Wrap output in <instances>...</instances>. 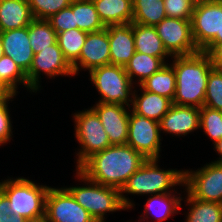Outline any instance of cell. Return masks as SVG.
I'll return each mask as SVG.
<instances>
[{"label":"cell","instance_id":"obj_9","mask_svg":"<svg viewBox=\"0 0 222 222\" xmlns=\"http://www.w3.org/2000/svg\"><path fill=\"white\" fill-rule=\"evenodd\" d=\"M184 185L192 198L222 203V163L214 161L200 170L185 171Z\"/></svg>","mask_w":222,"mask_h":222},{"label":"cell","instance_id":"obj_11","mask_svg":"<svg viewBox=\"0 0 222 222\" xmlns=\"http://www.w3.org/2000/svg\"><path fill=\"white\" fill-rule=\"evenodd\" d=\"M159 122L133 111L129 116L127 144L146 159H159L161 135Z\"/></svg>","mask_w":222,"mask_h":222},{"label":"cell","instance_id":"obj_26","mask_svg":"<svg viewBox=\"0 0 222 222\" xmlns=\"http://www.w3.org/2000/svg\"><path fill=\"white\" fill-rule=\"evenodd\" d=\"M75 25L78 29L91 33L105 29L92 0H73Z\"/></svg>","mask_w":222,"mask_h":222},{"label":"cell","instance_id":"obj_10","mask_svg":"<svg viewBox=\"0 0 222 222\" xmlns=\"http://www.w3.org/2000/svg\"><path fill=\"white\" fill-rule=\"evenodd\" d=\"M45 222H96L66 188H51L46 195Z\"/></svg>","mask_w":222,"mask_h":222},{"label":"cell","instance_id":"obj_6","mask_svg":"<svg viewBox=\"0 0 222 222\" xmlns=\"http://www.w3.org/2000/svg\"><path fill=\"white\" fill-rule=\"evenodd\" d=\"M191 28L200 51L208 53L217 43H222V0H205L195 4Z\"/></svg>","mask_w":222,"mask_h":222},{"label":"cell","instance_id":"obj_3","mask_svg":"<svg viewBox=\"0 0 222 222\" xmlns=\"http://www.w3.org/2000/svg\"><path fill=\"white\" fill-rule=\"evenodd\" d=\"M157 161L158 159H147L121 188L120 197L126 210L133 207V204L123 193L162 194L168 193L173 186L184 184L183 170H162Z\"/></svg>","mask_w":222,"mask_h":222},{"label":"cell","instance_id":"obj_25","mask_svg":"<svg viewBox=\"0 0 222 222\" xmlns=\"http://www.w3.org/2000/svg\"><path fill=\"white\" fill-rule=\"evenodd\" d=\"M132 4V23L155 26L167 17L163 0H132Z\"/></svg>","mask_w":222,"mask_h":222},{"label":"cell","instance_id":"obj_24","mask_svg":"<svg viewBox=\"0 0 222 222\" xmlns=\"http://www.w3.org/2000/svg\"><path fill=\"white\" fill-rule=\"evenodd\" d=\"M165 64L166 62L162 58L135 51L134 56L125 64L124 69L131 81L138 76V83L141 84Z\"/></svg>","mask_w":222,"mask_h":222},{"label":"cell","instance_id":"obj_20","mask_svg":"<svg viewBox=\"0 0 222 222\" xmlns=\"http://www.w3.org/2000/svg\"><path fill=\"white\" fill-rule=\"evenodd\" d=\"M100 20L109 25L132 23V0H92Z\"/></svg>","mask_w":222,"mask_h":222},{"label":"cell","instance_id":"obj_21","mask_svg":"<svg viewBox=\"0 0 222 222\" xmlns=\"http://www.w3.org/2000/svg\"><path fill=\"white\" fill-rule=\"evenodd\" d=\"M139 97L135 92L132 95V111L140 116L160 121L168 112L172 101L164 96L142 90ZM138 96V97H137Z\"/></svg>","mask_w":222,"mask_h":222},{"label":"cell","instance_id":"obj_30","mask_svg":"<svg viewBox=\"0 0 222 222\" xmlns=\"http://www.w3.org/2000/svg\"><path fill=\"white\" fill-rule=\"evenodd\" d=\"M186 202L191 205L186 222H222V204L201 201L187 193Z\"/></svg>","mask_w":222,"mask_h":222},{"label":"cell","instance_id":"obj_2","mask_svg":"<svg viewBox=\"0 0 222 222\" xmlns=\"http://www.w3.org/2000/svg\"><path fill=\"white\" fill-rule=\"evenodd\" d=\"M173 58L171 66L176 74V93L172 104L201 108L204 105L208 75L214 68L210 56L199 51Z\"/></svg>","mask_w":222,"mask_h":222},{"label":"cell","instance_id":"obj_33","mask_svg":"<svg viewBox=\"0 0 222 222\" xmlns=\"http://www.w3.org/2000/svg\"><path fill=\"white\" fill-rule=\"evenodd\" d=\"M204 129L215 144L222 139V111L211 109L206 106L200 108V128Z\"/></svg>","mask_w":222,"mask_h":222},{"label":"cell","instance_id":"obj_14","mask_svg":"<svg viewBox=\"0 0 222 222\" xmlns=\"http://www.w3.org/2000/svg\"><path fill=\"white\" fill-rule=\"evenodd\" d=\"M92 109L99 116L110 144H127L130 112L125 105L98 102Z\"/></svg>","mask_w":222,"mask_h":222},{"label":"cell","instance_id":"obj_36","mask_svg":"<svg viewBox=\"0 0 222 222\" xmlns=\"http://www.w3.org/2000/svg\"><path fill=\"white\" fill-rule=\"evenodd\" d=\"M47 20L56 33L78 28V25H75L73 1L69 7L60 10L58 13L52 15Z\"/></svg>","mask_w":222,"mask_h":222},{"label":"cell","instance_id":"obj_43","mask_svg":"<svg viewBox=\"0 0 222 222\" xmlns=\"http://www.w3.org/2000/svg\"><path fill=\"white\" fill-rule=\"evenodd\" d=\"M4 55V50L2 47L1 37H0V58Z\"/></svg>","mask_w":222,"mask_h":222},{"label":"cell","instance_id":"obj_35","mask_svg":"<svg viewBox=\"0 0 222 222\" xmlns=\"http://www.w3.org/2000/svg\"><path fill=\"white\" fill-rule=\"evenodd\" d=\"M166 16L169 18H179L191 20L195 8V3L191 0H163Z\"/></svg>","mask_w":222,"mask_h":222},{"label":"cell","instance_id":"obj_29","mask_svg":"<svg viewBox=\"0 0 222 222\" xmlns=\"http://www.w3.org/2000/svg\"><path fill=\"white\" fill-rule=\"evenodd\" d=\"M87 34L78 28L57 33L59 48L71 66L79 59Z\"/></svg>","mask_w":222,"mask_h":222},{"label":"cell","instance_id":"obj_8","mask_svg":"<svg viewBox=\"0 0 222 222\" xmlns=\"http://www.w3.org/2000/svg\"><path fill=\"white\" fill-rule=\"evenodd\" d=\"M74 117L75 136L82 145V149L77 154L76 169H78L93 154L103 151L111 144L99 116L92 108L83 112L80 111Z\"/></svg>","mask_w":222,"mask_h":222},{"label":"cell","instance_id":"obj_40","mask_svg":"<svg viewBox=\"0 0 222 222\" xmlns=\"http://www.w3.org/2000/svg\"><path fill=\"white\" fill-rule=\"evenodd\" d=\"M0 222H29L27 219L20 215L10 214H0Z\"/></svg>","mask_w":222,"mask_h":222},{"label":"cell","instance_id":"obj_23","mask_svg":"<svg viewBox=\"0 0 222 222\" xmlns=\"http://www.w3.org/2000/svg\"><path fill=\"white\" fill-rule=\"evenodd\" d=\"M139 86L141 90H147L173 101L176 93L175 71L172 66L165 64L158 72L152 74Z\"/></svg>","mask_w":222,"mask_h":222},{"label":"cell","instance_id":"obj_16","mask_svg":"<svg viewBox=\"0 0 222 222\" xmlns=\"http://www.w3.org/2000/svg\"><path fill=\"white\" fill-rule=\"evenodd\" d=\"M0 37L4 55L11 57L26 74L35 54L30 45L28 26L0 32Z\"/></svg>","mask_w":222,"mask_h":222},{"label":"cell","instance_id":"obj_17","mask_svg":"<svg viewBox=\"0 0 222 222\" xmlns=\"http://www.w3.org/2000/svg\"><path fill=\"white\" fill-rule=\"evenodd\" d=\"M160 130L176 136L187 135L200 128V108L172 104L159 121Z\"/></svg>","mask_w":222,"mask_h":222},{"label":"cell","instance_id":"obj_37","mask_svg":"<svg viewBox=\"0 0 222 222\" xmlns=\"http://www.w3.org/2000/svg\"><path fill=\"white\" fill-rule=\"evenodd\" d=\"M16 94H12L8 99L0 101V146L10 140L12 135L11 119L9 116L8 102Z\"/></svg>","mask_w":222,"mask_h":222},{"label":"cell","instance_id":"obj_5","mask_svg":"<svg viewBox=\"0 0 222 222\" xmlns=\"http://www.w3.org/2000/svg\"><path fill=\"white\" fill-rule=\"evenodd\" d=\"M76 170L77 177L90 185L66 189L96 222H104V215L107 212L126 209L121 201L120 190L88 180L78 169Z\"/></svg>","mask_w":222,"mask_h":222},{"label":"cell","instance_id":"obj_31","mask_svg":"<svg viewBox=\"0 0 222 222\" xmlns=\"http://www.w3.org/2000/svg\"><path fill=\"white\" fill-rule=\"evenodd\" d=\"M0 81H2L14 94H16L17 83H22L29 89L35 90L28 84L26 74L22 69L7 55L0 58Z\"/></svg>","mask_w":222,"mask_h":222},{"label":"cell","instance_id":"obj_44","mask_svg":"<svg viewBox=\"0 0 222 222\" xmlns=\"http://www.w3.org/2000/svg\"><path fill=\"white\" fill-rule=\"evenodd\" d=\"M191 1L194 2L195 4H199L200 2L205 1V0H191Z\"/></svg>","mask_w":222,"mask_h":222},{"label":"cell","instance_id":"obj_32","mask_svg":"<svg viewBox=\"0 0 222 222\" xmlns=\"http://www.w3.org/2000/svg\"><path fill=\"white\" fill-rule=\"evenodd\" d=\"M222 111V70L213 68L207 79L204 105Z\"/></svg>","mask_w":222,"mask_h":222},{"label":"cell","instance_id":"obj_41","mask_svg":"<svg viewBox=\"0 0 222 222\" xmlns=\"http://www.w3.org/2000/svg\"><path fill=\"white\" fill-rule=\"evenodd\" d=\"M13 92L2 82L0 81V101L8 99Z\"/></svg>","mask_w":222,"mask_h":222},{"label":"cell","instance_id":"obj_19","mask_svg":"<svg viewBox=\"0 0 222 222\" xmlns=\"http://www.w3.org/2000/svg\"><path fill=\"white\" fill-rule=\"evenodd\" d=\"M33 19L28 0H0V32L27 27Z\"/></svg>","mask_w":222,"mask_h":222},{"label":"cell","instance_id":"obj_38","mask_svg":"<svg viewBox=\"0 0 222 222\" xmlns=\"http://www.w3.org/2000/svg\"><path fill=\"white\" fill-rule=\"evenodd\" d=\"M214 68H222V43H217L208 53Z\"/></svg>","mask_w":222,"mask_h":222},{"label":"cell","instance_id":"obj_15","mask_svg":"<svg viewBox=\"0 0 222 222\" xmlns=\"http://www.w3.org/2000/svg\"><path fill=\"white\" fill-rule=\"evenodd\" d=\"M108 64H110V50L107 28L88 33L79 59L72 65L74 75L78 73L79 66L88 69L90 72Z\"/></svg>","mask_w":222,"mask_h":222},{"label":"cell","instance_id":"obj_4","mask_svg":"<svg viewBox=\"0 0 222 222\" xmlns=\"http://www.w3.org/2000/svg\"><path fill=\"white\" fill-rule=\"evenodd\" d=\"M0 190L9 199L12 214L20 215L29 222L44 220L48 186H39L28 179L19 177L0 182Z\"/></svg>","mask_w":222,"mask_h":222},{"label":"cell","instance_id":"obj_22","mask_svg":"<svg viewBox=\"0 0 222 222\" xmlns=\"http://www.w3.org/2000/svg\"><path fill=\"white\" fill-rule=\"evenodd\" d=\"M133 34L135 51L162 58L164 61L166 56H171L165 49L154 26L133 23Z\"/></svg>","mask_w":222,"mask_h":222},{"label":"cell","instance_id":"obj_27","mask_svg":"<svg viewBox=\"0 0 222 222\" xmlns=\"http://www.w3.org/2000/svg\"><path fill=\"white\" fill-rule=\"evenodd\" d=\"M172 192L154 194L153 197H150L145 204V215L146 218L149 214L157 217V221L166 220L171 214H176L181 208L182 198L176 197L171 194ZM148 214V215H147Z\"/></svg>","mask_w":222,"mask_h":222},{"label":"cell","instance_id":"obj_42","mask_svg":"<svg viewBox=\"0 0 222 222\" xmlns=\"http://www.w3.org/2000/svg\"><path fill=\"white\" fill-rule=\"evenodd\" d=\"M214 148L221 155V158H219L220 160H217L215 162L222 163V139L218 140L214 144Z\"/></svg>","mask_w":222,"mask_h":222},{"label":"cell","instance_id":"obj_28","mask_svg":"<svg viewBox=\"0 0 222 222\" xmlns=\"http://www.w3.org/2000/svg\"><path fill=\"white\" fill-rule=\"evenodd\" d=\"M30 45L34 53L50 48L57 42V33L48 20L33 19L28 26Z\"/></svg>","mask_w":222,"mask_h":222},{"label":"cell","instance_id":"obj_18","mask_svg":"<svg viewBox=\"0 0 222 222\" xmlns=\"http://www.w3.org/2000/svg\"><path fill=\"white\" fill-rule=\"evenodd\" d=\"M108 31L110 64L125 66L134 56L133 23L109 25Z\"/></svg>","mask_w":222,"mask_h":222},{"label":"cell","instance_id":"obj_34","mask_svg":"<svg viewBox=\"0 0 222 222\" xmlns=\"http://www.w3.org/2000/svg\"><path fill=\"white\" fill-rule=\"evenodd\" d=\"M73 0H28L34 19H49L52 15L71 5Z\"/></svg>","mask_w":222,"mask_h":222},{"label":"cell","instance_id":"obj_39","mask_svg":"<svg viewBox=\"0 0 222 222\" xmlns=\"http://www.w3.org/2000/svg\"><path fill=\"white\" fill-rule=\"evenodd\" d=\"M10 202L7 196L0 190V214H12Z\"/></svg>","mask_w":222,"mask_h":222},{"label":"cell","instance_id":"obj_1","mask_svg":"<svg viewBox=\"0 0 222 222\" xmlns=\"http://www.w3.org/2000/svg\"><path fill=\"white\" fill-rule=\"evenodd\" d=\"M146 160L128 144L111 145L93 154L78 170L88 180L121 190Z\"/></svg>","mask_w":222,"mask_h":222},{"label":"cell","instance_id":"obj_7","mask_svg":"<svg viewBox=\"0 0 222 222\" xmlns=\"http://www.w3.org/2000/svg\"><path fill=\"white\" fill-rule=\"evenodd\" d=\"M90 80L101 94L100 103H112L126 105L130 108L133 95L132 81L126 73L124 66L108 64L95 68L90 72ZM131 92V93H130Z\"/></svg>","mask_w":222,"mask_h":222},{"label":"cell","instance_id":"obj_12","mask_svg":"<svg viewBox=\"0 0 222 222\" xmlns=\"http://www.w3.org/2000/svg\"><path fill=\"white\" fill-rule=\"evenodd\" d=\"M154 27L165 49L172 57L200 51L192 36L191 20L166 17Z\"/></svg>","mask_w":222,"mask_h":222},{"label":"cell","instance_id":"obj_13","mask_svg":"<svg viewBox=\"0 0 222 222\" xmlns=\"http://www.w3.org/2000/svg\"><path fill=\"white\" fill-rule=\"evenodd\" d=\"M47 76L54 77L58 75H74L72 66L64 58L62 50L58 43L45 48L39 53L34 54L32 65L26 73L28 84L37 92L39 89L40 72Z\"/></svg>","mask_w":222,"mask_h":222}]
</instances>
